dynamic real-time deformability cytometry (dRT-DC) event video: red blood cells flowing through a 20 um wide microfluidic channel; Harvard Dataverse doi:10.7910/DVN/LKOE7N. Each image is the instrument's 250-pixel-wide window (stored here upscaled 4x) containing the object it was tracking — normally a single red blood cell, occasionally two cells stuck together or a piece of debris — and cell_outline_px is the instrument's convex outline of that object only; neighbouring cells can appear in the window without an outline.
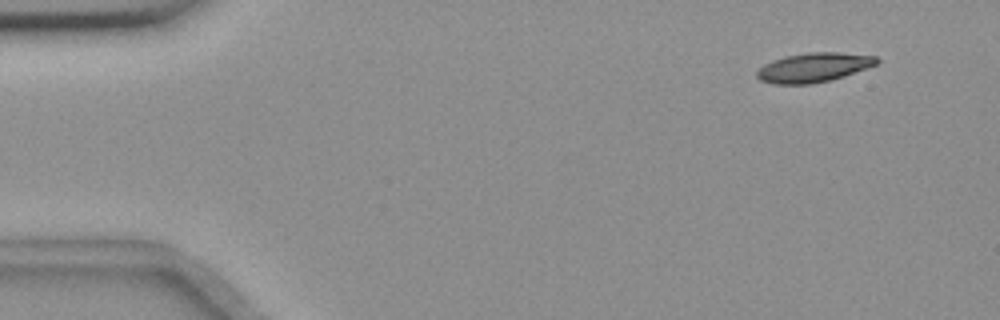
{"species": "common noctule bat (a hibernating species)", "species_latin": "Nyctalus noctula", "temperature_condition": "room temperature", "stored_images_in_passage": 52, "camera_frame_rate_fps": 3000, "um_per_image_px": 0.085, "animal": {"sex": "female", "body_mass_g": 18.4}, "frame": {"image": 1, "passage_image": 1, "time_ms": 0.0, "image_size_px": [1000, 320], "cell_outline_px": [[880, 60], [876, 64], [844, 76], [812, 84], [772, 84], [760, 80], [756, 76], [756, 72], [764, 64], [772, 60], [784, 56], [808, 52], [840, 52], [876, 56]], "centroid_in_image_um": [69.13, 5.73], "position_along_channel_um": 15.9, "area_um2": 20.46}}
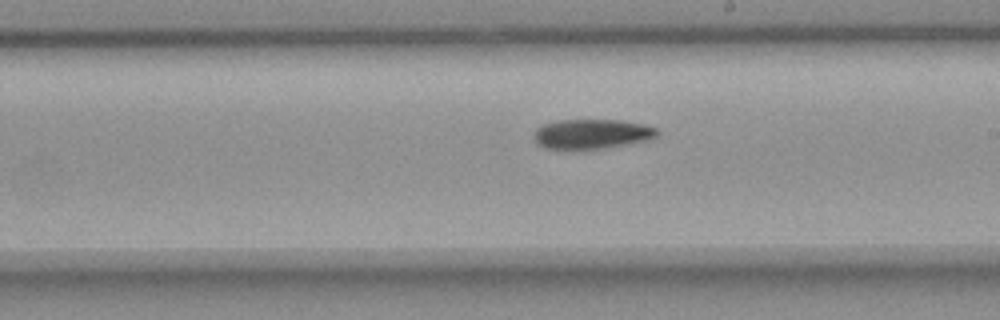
{"frame": {"image": 2, "passage_image": 28, "time_ms": 9.0, "image_size_px": [1000, 320], "cell_outline_px": [[660, 132], [652, 140], [604, 148], [544, 148], [536, 144], [536, 128], [544, 124], [556, 120], [620, 120], [644, 124], [656, 128]], "centroid_in_image_um": [50.37, 11.37], "position_along_channel_um": 238.6, "area_um2": 21.21}}
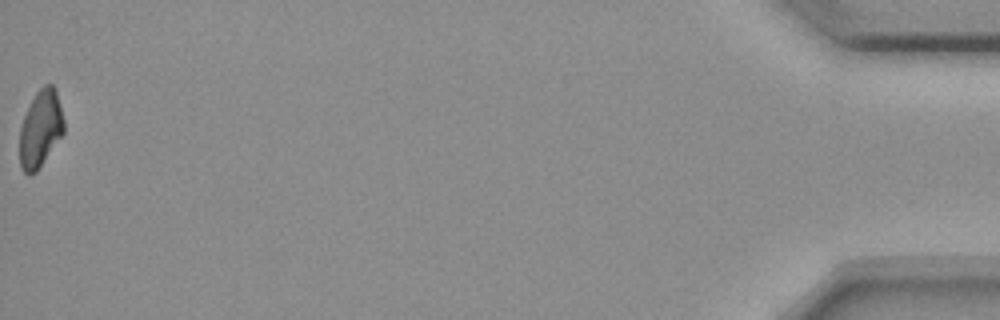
{"frame": {"image": 3, "passage_image": 52, "time_ms": 17.0, "image_size_px": [1000, 320], "cell_outline_px": [[64, 132], [36, 172], [28, 176], [20, 168], [20, 128], [24, 116], [36, 92], [44, 84], [52, 84], [56, 88], [64, 120]], "centroid_in_image_um": [3.44, 10.94], "position_along_channel_um": 431.8, "area_um2": 19.77}, "authors_computed_cell_mechanics": {"area_um2": 21.5883, "velocity_mm_per_s": 3.6593, "shape_relaxation_time_tau1_ms": 6.0858, "shape_relaxation_time_tau2_ms": null, "deformation_change_tau1": 0.1562, "deformation_change_tau2": null}}